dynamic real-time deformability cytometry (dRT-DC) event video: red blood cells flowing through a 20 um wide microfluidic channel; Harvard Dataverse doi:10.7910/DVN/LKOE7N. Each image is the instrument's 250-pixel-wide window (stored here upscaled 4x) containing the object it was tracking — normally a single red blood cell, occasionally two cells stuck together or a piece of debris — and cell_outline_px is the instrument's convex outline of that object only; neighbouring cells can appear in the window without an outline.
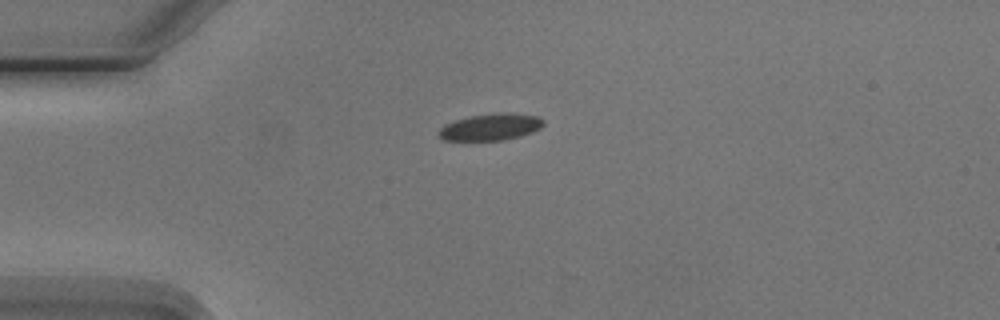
{"species": "Egyptian fruit bat (a non-hibernating species)", "species_latin": "Rousettus aegyptiacus", "temperature_condition": "cold", "stored_images_in_passage": 8, "camera_frame_rate_fps": 3000, "um_per_image_px": 0.085, "animal": {"sex": "male"}, "frame": {"image": 1, "passage_image": 1, "time_ms": 0.0, "image_size_px": [1000, 320], "cell_outline_px": [[544, 124], [540, 128], [532, 132], [520, 136], [500, 140], [444, 140], [436, 132], [444, 124], [456, 120], [472, 116], [536, 116], [544, 120]], "centroid_in_image_um": [41.62, 10.86], "position_along_channel_um": 43.4, "area_um2": 15.14}}
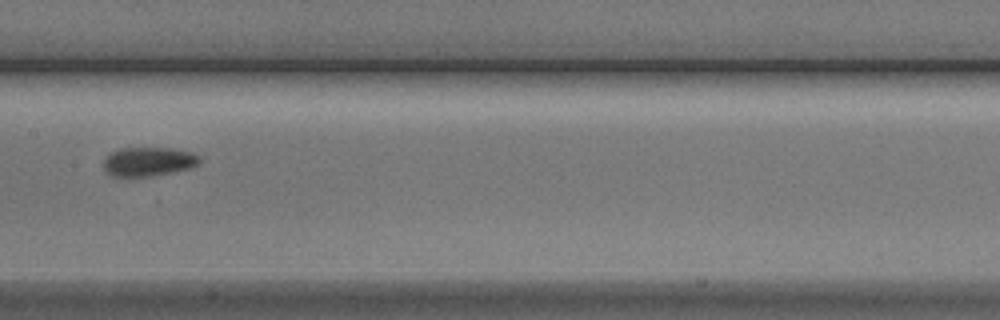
{"frame": {"image": 2, "passage_image": 5, "time_ms": 4.667, "image_size_px": [1000, 320], "cell_outline_px": [[200, 160], [192, 168], [148, 176], [112, 176], [104, 172], [104, 160], [112, 152], [120, 148], [172, 148], [192, 152], [200, 156]], "centroid_in_image_um": [12.61, 13.73], "position_along_channel_um": 194.8, "area_um2": 16.13}}
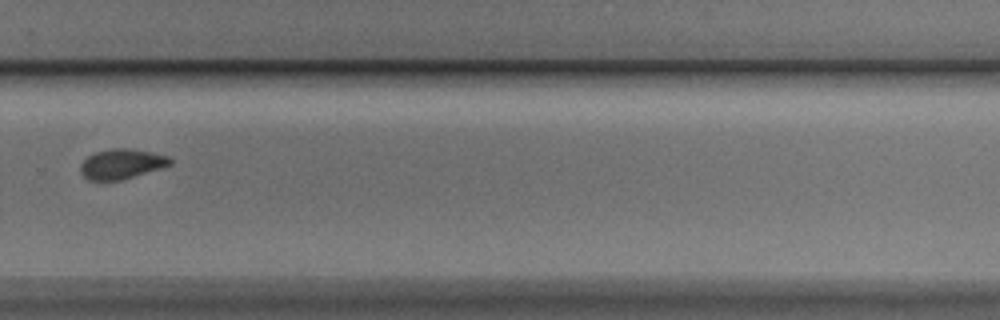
{"frame": {"image": 3, "passage_image": 8, "time_ms": 8.0, "image_size_px": [1000, 320], "cell_outline_px": [[172, 164], [160, 168], [120, 180], [88, 180], [80, 172], [80, 164], [88, 156], [96, 152], [112, 148], [128, 148], [168, 156], [172, 160]], "centroid_in_image_um": [10.3, 13.93], "position_along_channel_um": 319.5, "area_um2": 15.37}}